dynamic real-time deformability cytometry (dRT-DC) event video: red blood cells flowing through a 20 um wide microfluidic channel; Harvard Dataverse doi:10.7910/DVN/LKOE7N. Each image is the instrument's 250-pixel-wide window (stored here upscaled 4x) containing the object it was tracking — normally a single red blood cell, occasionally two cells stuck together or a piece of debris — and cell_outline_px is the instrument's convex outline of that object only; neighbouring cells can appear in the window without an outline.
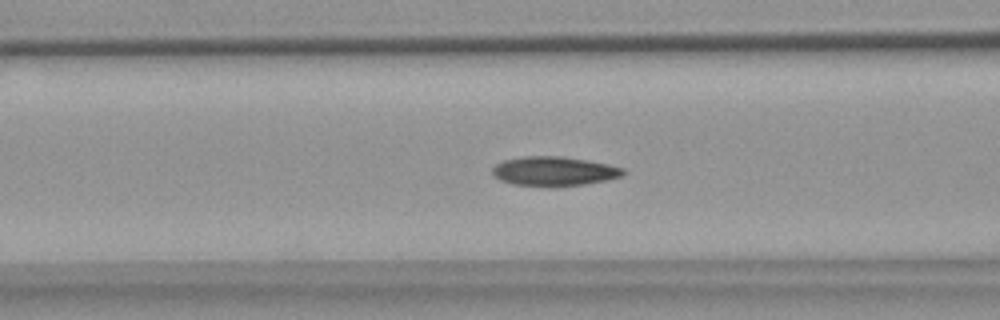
{"species": "common noctule bat (a hibernating species)", "species_latin": "Nyctalus noctula", "temperature_condition": "warm", "stored_images_in_passage": 43, "camera_frame_rate_fps": 3000, "um_per_image_px": 0.085, "animal": {"sex": "female", "body_mass_g": 18.4}, "frame": {"image": 1, "passage_image": 10, "time_ms": 3.0, "image_size_px": [1000, 320], "cell_outline_px": [[628, 172], [620, 176], [608, 180], [584, 184], [552, 188], [512, 184], [500, 180], [492, 176], [492, 168], [496, 164], [504, 160], [524, 156], [564, 156], [588, 160], [608, 164], [624, 168]], "centroid_in_image_um": [47.09, 14.57], "position_along_channel_um": 119.5, "area_um2": 22.89}}
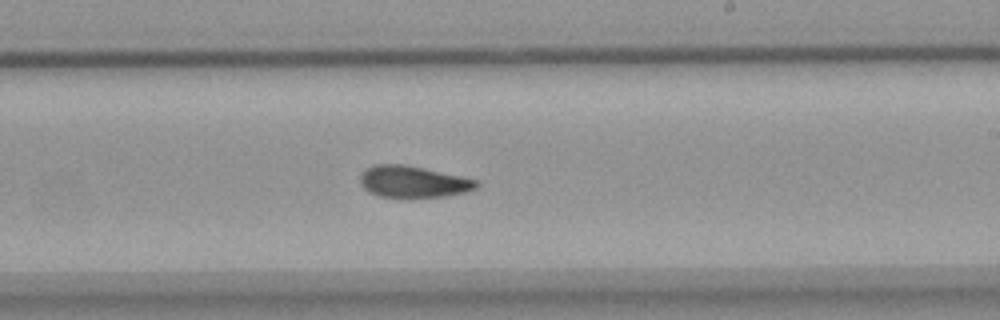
{"frame": {"image": 2, "passage_image": 21, "time_ms": 6.667, "image_size_px": [1000, 320], "cell_outline_px": [[480, 184], [476, 188], [464, 192], [444, 196], [380, 196], [368, 192], [360, 184], [360, 172], [364, 168], [372, 164], [404, 164], [424, 168], [460, 176], [476, 180]], "centroid_in_image_um": [35.05, 15.41], "position_along_channel_um": 254.0, "area_um2": 21.21}}
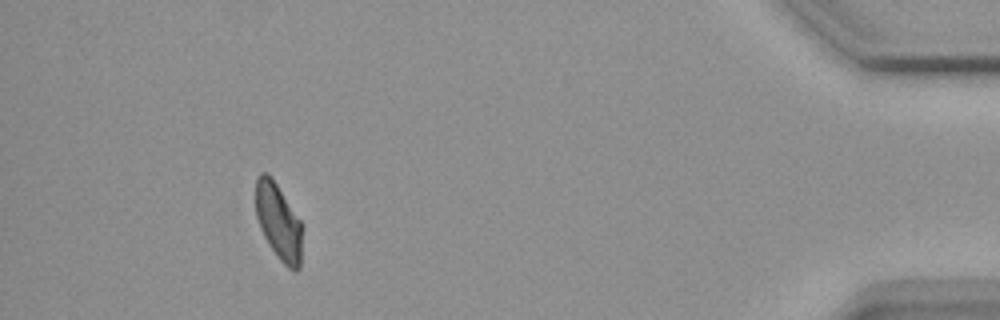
{"frame": {"image": 3, "passage_image": 39, "time_ms": 12.667, "image_size_px": [1000, 320], "cell_outline_px": [[300, 268], [296, 272], [288, 268], [280, 260], [268, 244], [260, 228], [256, 216], [256, 176], [260, 172], [268, 172], [272, 176], [300, 220]], "centroid_in_image_um": [23.63, 18.8], "position_along_channel_um": 411.6, "area_um2": 20.52}, "authors_computed_cell_mechanics": {"area_um2": 21.8484, "velocity_mm_per_s": 3.6809, "shape_relaxation_time_tau1_ms": 7.1841, "shape_relaxation_time_tau2_ms": 3.7343, "deformation_change_tau1": 0.1675, "deformation_change_tau2": 0.0975}}